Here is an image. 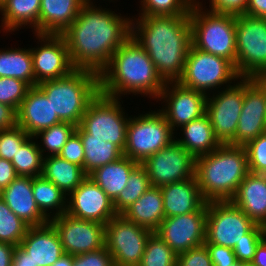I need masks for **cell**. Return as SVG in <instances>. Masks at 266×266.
<instances>
[{
    "label": "cell",
    "instance_id": "55",
    "mask_svg": "<svg viewBox=\"0 0 266 266\" xmlns=\"http://www.w3.org/2000/svg\"><path fill=\"white\" fill-rule=\"evenodd\" d=\"M249 266H266V237L257 246Z\"/></svg>",
    "mask_w": 266,
    "mask_h": 266
},
{
    "label": "cell",
    "instance_id": "36",
    "mask_svg": "<svg viewBox=\"0 0 266 266\" xmlns=\"http://www.w3.org/2000/svg\"><path fill=\"white\" fill-rule=\"evenodd\" d=\"M152 187L146 170L138 164L130 173L126 187L113 201L117 214H121Z\"/></svg>",
    "mask_w": 266,
    "mask_h": 266
},
{
    "label": "cell",
    "instance_id": "48",
    "mask_svg": "<svg viewBox=\"0 0 266 266\" xmlns=\"http://www.w3.org/2000/svg\"><path fill=\"white\" fill-rule=\"evenodd\" d=\"M197 1L209 11L234 15L244 14L248 3V0H208V7V5L206 6L207 0H204L205 4L203 0Z\"/></svg>",
    "mask_w": 266,
    "mask_h": 266
},
{
    "label": "cell",
    "instance_id": "58",
    "mask_svg": "<svg viewBox=\"0 0 266 266\" xmlns=\"http://www.w3.org/2000/svg\"><path fill=\"white\" fill-rule=\"evenodd\" d=\"M98 1V0H97ZM101 1V0H99ZM105 2L103 3H106L108 1L109 5H110V2L114 3L118 0H103ZM81 2L84 4V5H90V4H96V0H81Z\"/></svg>",
    "mask_w": 266,
    "mask_h": 266
},
{
    "label": "cell",
    "instance_id": "61",
    "mask_svg": "<svg viewBox=\"0 0 266 266\" xmlns=\"http://www.w3.org/2000/svg\"><path fill=\"white\" fill-rule=\"evenodd\" d=\"M6 0H0V7Z\"/></svg>",
    "mask_w": 266,
    "mask_h": 266
},
{
    "label": "cell",
    "instance_id": "21",
    "mask_svg": "<svg viewBox=\"0 0 266 266\" xmlns=\"http://www.w3.org/2000/svg\"><path fill=\"white\" fill-rule=\"evenodd\" d=\"M60 122L46 95L37 86L30 87L17 111V125L33 137Z\"/></svg>",
    "mask_w": 266,
    "mask_h": 266
},
{
    "label": "cell",
    "instance_id": "38",
    "mask_svg": "<svg viewBox=\"0 0 266 266\" xmlns=\"http://www.w3.org/2000/svg\"><path fill=\"white\" fill-rule=\"evenodd\" d=\"M196 0H140L138 16H189Z\"/></svg>",
    "mask_w": 266,
    "mask_h": 266
},
{
    "label": "cell",
    "instance_id": "9",
    "mask_svg": "<svg viewBox=\"0 0 266 266\" xmlns=\"http://www.w3.org/2000/svg\"><path fill=\"white\" fill-rule=\"evenodd\" d=\"M123 103L125 102L120 98L99 92L85 110L79 126L90 134V138L111 142L123 152L130 119V114H127Z\"/></svg>",
    "mask_w": 266,
    "mask_h": 266
},
{
    "label": "cell",
    "instance_id": "11",
    "mask_svg": "<svg viewBox=\"0 0 266 266\" xmlns=\"http://www.w3.org/2000/svg\"><path fill=\"white\" fill-rule=\"evenodd\" d=\"M256 224L231 201L207 202L204 244L234 248Z\"/></svg>",
    "mask_w": 266,
    "mask_h": 266
},
{
    "label": "cell",
    "instance_id": "18",
    "mask_svg": "<svg viewBox=\"0 0 266 266\" xmlns=\"http://www.w3.org/2000/svg\"><path fill=\"white\" fill-rule=\"evenodd\" d=\"M49 222L56 229L66 254L78 255L105 247V224L77 219L67 213Z\"/></svg>",
    "mask_w": 266,
    "mask_h": 266
},
{
    "label": "cell",
    "instance_id": "24",
    "mask_svg": "<svg viewBox=\"0 0 266 266\" xmlns=\"http://www.w3.org/2000/svg\"><path fill=\"white\" fill-rule=\"evenodd\" d=\"M230 201L256 225L266 228V175L249 173Z\"/></svg>",
    "mask_w": 266,
    "mask_h": 266
},
{
    "label": "cell",
    "instance_id": "43",
    "mask_svg": "<svg viewBox=\"0 0 266 266\" xmlns=\"http://www.w3.org/2000/svg\"><path fill=\"white\" fill-rule=\"evenodd\" d=\"M30 136L18 125L0 130V158L12 161L13 157Z\"/></svg>",
    "mask_w": 266,
    "mask_h": 266
},
{
    "label": "cell",
    "instance_id": "23",
    "mask_svg": "<svg viewBox=\"0 0 266 266\" xmlns=\"http://www.w3.org/2000/svg\"><path fill=\"white\" fill-rule=\"evenodd\" d=\"M2 199L11 211L30 227L42 226L49 222L34 199L32 177L17 176L3 188Z\"/></svg>",
    "mask_w": 266,
    "mask_h": 266
},
{
    "label": "cell",
    "instance_id": "41",
    "mask_svg": "<svg viewBox=\"0 0 266 266\" xmlns=\"http://www.w3.org/2000/svg\"><path fill=\"white\" fill-rule=\"evenodd\" d=\"M30 86L17 78L0 77V103L18 111Z\"/></svg>",
    "mask_w": 266,
    "mask_h": 266
},
{
    "label": "cell",
    "instance_id": "31",
    "mask_svg": "<svg viewBox=\"0 0 266 266\" xmlns=\"http://www.w3.org/2000/svg\"><path fill=\"white\" fill-rule=\"evenodd\" d=\"M41 176L56 185L66 196L74 191L87 177L82 167L59 155L43 158Z\"/></svg>",
    "mask_w": 266,
    "mask_h": 266
},
{
    "label": "cell",
    "instance_id": "20",
    "mask_svg": "<svg viewBox=\"0 0 266 266\" xmlns=\"http://www.w3.org/2000/svg\"><path fill=\"white\" fill-rule=\"evenodd\" d=\"M265 132V91L253 78H244V99L236 130V145L245 146Z\"/></svg>",
    "mask_w": 266,
    "mask_h": 266
},
{
    "label": "cell",
    "instance_id": "51",
    "mask_svg": "<svg viewBox=\"0 0 266 266\" xmlns=\"http://www.w3.org/2000/svg\"><path fill=\"white\" fill-rule=\"evenodd\" d=\"M17 174L11 161L0 158V187H7Z\"/></svg>",
    "mask_w": 266,
    "mask_h": 266
},
{
    "label": "cell",
    "instance_id": "49",
    "mask_svg": "<svg viewBox=\"0 0 266 266\" xmlns=\"http://www.w3.org/2000/svg\"><path fill=\"white\" fill-rule=\"evenodd\" d=\"M207 247L213 266H227L236 261L232 248L216 244H204Z\"/></svg>",
    "mask_w": 266,
    "mask_h": 266
},
{
    "label": "cell",
    "instance_id": "29",
    "mask_svg": "<svg viewBox=\"0 0 266 266\" xmlns=\"http://www.w3.org/2000/svg\"><path fill=\"white\" fill-rule=\"evenodd\" d=\"M121 214L135 224L155 232L165 218L160 187H150Z\"/></svg>",
    "mask_w": 266,
    "mask_h": 266
},
{
    "label": "cell",
    "instance_id": "37",
    "mask_svg": "<svg viewBox=\"0 0 266 266\" xmlns=\"http://www.w3.org/2000/svg\"><path fill=\"white\" fill-rule=\"evenodd\" d=\"M76 130V126L69 122H60L50 128L41 130L33 137L37 140L38 147L43 157L58 155L69 137ZM38 139H40L38 141Z\"/></svg>",
    "mask_w": 266,
    "mask_h": 266
},
{
    "label": "cell",
    "instance_id": "25",
    "mask_svg": "<svg viewBox=\"0 0 266 266\" xmlns=\"http://www.w3.org/2000/svg\"><path fill=\"white\" fill-rule=\"evenodd\" d=\"M160 190L165 218L196 212L206 202L201 196L195 176L185 181L161 186Z\"/></svg>",
    "mask_w": 266,
    "mask_h": 266
},
{
    "label": "cell",
    "instance_id": "19",
    "mask_svg": "<svg viewBox=\"0 0 266 266\" xmlns=\"http://www.w3.org/2000/svg\"><path fill=\"white\" fill-rule=\"evenodd\" d=\"M66 213L77 219L101 224H106L117 215L113 201L88 176L67 196Z\"/></svg>",
    "mask_w": 266,
    "mask_h": 266
},
{
    "label": "cell",
    "instance_id": "14",
    "mask_svg": "<svg viewBox=\"0 0 266 266\" xmlns=\"http://www.w3.org/2000/svg\"><path fill=\"white\" fill-rule=\"evenodd\" d=\"M35 47L30 46L34 86L44 81L68 76L75 68L69 57L68 46L62 35L35 34ZM37 40V41H36Z\"/></svg>",
    "mask_w": 266,
    "mask_h": 266
},
{
    "label": "cell",
    "instance_id": "47",
    "mask_svg": "<svg viewBox=\"0 0 266 266\" xmlns=\"http://www.w3.org/2000/svg\"><path fill=\"white\" fill-rule=\"evenodd\" d=\"M177 266H213L207 247L192 248L177 255Z\"/></svg>",
    "mask_w": 266,
    "mask_h": 266
},
{
    "label": "cell",
    "instance_id": "53",
    "mask_svg": "<svg viewBox=\"0 0 266 266\" xmlns=\"http://www.w3.org/2000/svg\"><path fill=\"white\" fill-rule=\"evenodd\" d=\"M15 245L7 242H0V266H10L13 262Z\"/></svg>",
    "mask_w": 266,
    "mask_h": 266
},
{
    "label": "cell",
    "instance_id": "42",
    "mask_svg": "<svg viewBox=\"0 0 266 266\" xmlns=\"http://www.w3.org/2000/svg\"><path fill=\"white\" fill-rule=\"evenodd\" d=\"M266 237V228L256 225L249 233L245 234V239L237 242L233 248L236 259L249 264L256 252L259 243Z\"/></svg>",
    "mask_w": 266,
    "mask_h": 266
},
{
    "label": "cell",
    "instance_id": "7",
    "mask_svg": "<svg viewBox=\"0 0 266 266\" xmlns=\"http://www.w3.org/2000/svg\"><path fill=\"white\" fill-rule=\"evenodd\" d=\"M156 109L137 112L128 121L123 155L139 164L175 140V132Z\"/></svg>",
    "mask_w": 266,
    "mask_h": 266
},
{
    "label": "cell",
    "instance_id": "26",
    "mask_svg": "<svg viewBox=\"0 0 266 266\" xmlns=\"http://www.w3.org/2000/svg\"><path fill=\"white\" fill-rule=\"evenodd\" d=\"M40 7L41 0H6L0 7L3 36L26 28L32 29V34H39Z\"/></svg>",
    "mask_w": 266,
    "mask_h": 266
},
{
    "label": "cell",
    "instance_id": "34",
    "mask_svg": "<svg viewBox=\"0 0 266 266\" xmlns=\"http://www.w3.org/2000/svg\"><path fill=\"white\" fill-rule=\"evenodd\" d=\"M32 190L37 206L49 220L66 213L67 196L51 181L32 177Z\"/></svg>",
    "mask_w": 266,
    "mask_h": 266
},
{
    "label": "cell",
    "instance_id": "6",
    "mask_svg": "<svg viewBox=\"0 0 266 266\" xmlns=\"http://www.w3.org/2000/svg\"><path fill=\"white\" fill-rule=\"evenodd\" d=\"M189 20L192 45L229 60L236 69V15L209 11L196 0Z\"/></svg>",
    "mask_w": 266,
    "mask_h": 266
},
{
    "label": "cell",
    "instance_id": "27",
    "mask_svg": "<svg viewBox=\"0 0 266 266\" xmlns=\"http://www.w3.org/2000/svg\"><path fill=\"white\" fill-rule=\"evenodd\" d=\"M178 131L175 132V140L194 158L206 155L221 145L207 113L183 125Z\"/></svg>",
    "mask_w": 266,
    "mask_h": 266
},
{
    "label": "cell",
    "instance_id": "56",
    "mask_svg": "<svg viewBox=\"0 0 266 266\" xmlns=\"http://www.w3.org/2000/svg\"><path fill=\"white\" fill-rule=\"evenodd\" d=\"M74 255L64 253L54 264L51 266H72Z\"/></svg>",
    "mask_w": 266,
    "mask_h": 266
},
{
    "label": "cell",
    "instance_id": "33",
    "mask_svg": "<svg viewBox=\"0 0 266 266\" xmlns=\"http://www.w3.org/2000/svg\"><path fill=\"white\" fill-rule=\"evenodd\" d=\"M83 143L84 148V173L88 176L95 169L116 161L123 156V152L111 142L100 141L98 138H90L80 126L75 130Z\"/></svg>",
    "mask_w": 266,
    "mask_h": 266
},
{
    "label": "cell",
    "instance_id": "54",
    "mask_svg": "<svg viewBox=\"0 0 266 266\" xmlns=\"http://www.w3.org/2000/svg\"><path fill=\"white\" fill-rule=\"evenodd\" d=\"M10 266H32L29 253L26 252L20 245L15 247L13 262Z\"/></svg>",
    "mask_w": 266,
    "mask_h": 266
},
{
    "label": "cell",
    "instance_id": "8",
    "mask_svg": "<svg viewBox=\"0 0 266 266\" xmlns=\"http://www.w3.org/2000/svg\"><path fill=\"white\" fill-rule=\"evenodd\" d=\"M238 79L240 77L235 66L229 60L201 51L191 44L178 82L184 87L210 95L232 86Z\"/></svg>",
    "mask_w": 266,
    "mask_h": 266
},
{
    "label": "cell",
    "instance_id": "45",
    "mask_svg": "<svg viewBox=\"0 0 266 266\" xmlns=\"http://www.w3.org/2000/svg\"><path fill=\"white\" fill-rule=\"evenodd\" d=\"M72 266H115L112 255L106 247L74 255Z\"/></svg>",
    "mask_w": 266,
    "mask_h": 266
},
{
    "label": "cell",
    "instance_id": "39",
    "mask_svg": "<svg viewBox=\"0 0 266 266\" xmlns=\"http://www.w3.org/2000/svg\"><path fill=\"white\" fill-rule=\"evenodd\" d=\"M138 266H177V254L153 232Z\"/></svg>",
    "mask_w": 266,
    "mask_h": 266
},
{
    "label": "cell",
    "instance_id": "28",
    "mask_svg": "<svg viewBox=\"0 0 266 266\" xmlns=\"http://www.w3.org/2000/svg\"><path fill=\"white\" fill-rule=\"evenodd\" d=\"M83 5L81 0H41L39 34H63Z\"/></svg>",
    "mask_w": 266,
    "mask_h": 266
},
{
    "label": "cell",
    "instance_id": "12",
    "mask_svg": "<svg viewBox=\"0 0 266 266\" xmlns=\"http://www.w3.org/2000/svg\"><path fill=\"white\" fill-rule=\"evenodd\" d=\"M153 233L137 225L122 214L115 215L105 224V247L112 255L115 266H138L148 238Z\"/></svg>",
    "mask_w": 266,
    "mask_h": 266
},
{
    "label": "cell",
    "instance_id": "46",
    "mask_svg": "<svg viewBox=\"0 0 266 266\" xmlns=\"http://www.w3.org/2000/svg\"><path fill=\"white\" fill-rule=\"evenodd\" d=\"M61 158L77 164L84 170V148L80 135L74 131L58 154Z\"/></svg>",
    "mask_w": 266,
    "mask_h": 266
},
{
    "label": "cell",
    "instance_id": "10",
    "mask_svg": "<svg viewBox=\"0 0 266 266\" xmlns=\"http://www.w3.org/2000/svg\"><path fill=\"white\" fill-rule=\"evenodd\" d=\"M236 72L240 78L266 74V20L236 15Z\"/></svg>",
    "mask_w": 266,
    "mask_h": 266
},
{
    "label": "cell",
    "instance_id": "50",
    "mask_svg": "<svg viewBox=\"0 0 266 266\" xmlns=\"http://www.w3.org/2000/svg\"><path fill=\"white\" fill-rule=\"evenodd\" d=\"M17 126V111L0 103V130H7Z\"/></svg>",
    "mask_w": 266,
    "mask_h": 266
},
{
    "label": "cell",
    "instance_id": "2",
    "mask_svg": "<svg viewBox=\"0 0 266 266\" xmlns=\"http://www.w3.org/2000/svg\"><path fill=\"white\" fill-rule=\"evenodd\" d=\"M131 36L147 52L158 75L177 82L192 44L189 16H131Z\"/></svg>",
    "mask_w": 266,
    "mask_h": 266
},
{
    "label": "cell",
    "instance_id": "15",
    "mask_svg": "<svg viewBox=\"0 0 266 266\" xmlns=\"http://www.w3.org/2000/svg\"><path fill=\"white\" fill-rule=\"evenodd\" d=\"M141 165L152 186L185 181L195 176V158L176 140L145 159Z\"/></svg>",
    "mask_w": 266,
    "mask_h": 266
},
{
    "label": "cell",
    "instance_id": "32",
    "mask_svg": "<svg viewBox=\"0 0 266 266\" xmlns=\"http://www.w3.org/2000/svg\"><path fill=\"white\" fill-rule=\"evenodd\" d=\"M0 77L17 78L34 87V72L30 46L0 48Z\"/></svg>",
    "mask_w": 266,
    "mask_h": 266
},
{
    "label": "cell",
    "instance_id": "22",
    "mask_svg": "<svg viewBox=\"0 0 266 266\" xmlns=\"http://www.w3.org/2000/svg\"><path fill=\"white\" fill-rule=\"evenodd\" d=\"M20 246L29 253L32 266H51L64 254L59 235L50 222L29 227Z\"/></svg>",
    "mask_w": 266,
    "mask_h": 266
},
{
    "label": "cell",
    "instance_id": "5",
    "mask_svg": "<svg viewBox=\"0 0 266 266\" xmlns=\"http://www.w3.org/2000/svg\"><path fill=\"white\" fill-rule=\"evenodd\" d=\"M51 102L62 122L79 126L91 101L99 94V74L87 69H75L68 76L36 85Z\"/></svg>",
    "mask_w": 266,
    "mask_h": 266
},
{
    "label": "cell",
    "instance_id": "57",
    "mask_svg": "<svg viewBox=\"0 0 266 266\" xmlns=\"http://www.w3.org/2000/svg\"><path fill=\"white\" fill-rule=\"evenodd\" d=\"M265 91L266 95V74L253 78Z\"/></svg>",
    "mask_w": 266,
    "mask_h": 266
},
{
    "label": "cell",
    "instance_id": "52",
    "mask_svg": "<svg viewBox=\"0 0 266 266\" xmlns=\"http://www.w3.org/2000/svg\"><path fill=\"white\" fill-rule=\"evenodd\" d=\"M244 14L266 20V0H248Z\"/></svg>",
    "mask_w": 266,
    "mask_h": 266
},
{
    "label": "cell",
    "instance_id": "60",
    "mask_svg": "<svg viewBox=\"0 0 266 266\" xmlns=\"http://www.w3.org/2000/svg\"><path fill=\"white\" fill-rule=\"evenodd\" d=\"M3 189L0 187V199L2 198Z\"/></svg>",
    "mask_w": 266,
    "mask_h": 266
},
{
    "label": "cell",
    "instance_id": "17",
    "mask_svg": "<svg viewBox=\"0 0 266 266\" xmlns=\"http://www.w3.org/2000/svg\"><path fill=\"white\" fill-rule=\"evenodd\" d=\"M207 202L196 212L164 218L155 233L178 255L205 243Z\"/></svg>",
    "mask_w": 266,
    "mask_h": 266
},
{
    "label": "cell",
    "instance_id": "1",
    "mask_svg": "<svg viewBox=\"0 0 266 266\" xmlns=\"http://www.w3.org/2000/svg\"><path fill=\"white\" fill-rule=\"evenodd\" d=\"M131 19L127 15L98 4L83 5L77 18L61 34L67 43L75 69L100 73L111 56L130 36Z\"/></svg>",
    "mask_w": 266,
    "mask_h": 266
},
{
    "label": "cell",
    "instance_id": "35",
    "mask_svg": "<svg viewBox=\"0 0 266 266\" xmlns=\"http://www.w3.org/2000/svg\"><path fill=\"white\" fill-rule=\"evenodd\" d=\"M43 158L37 140L30 136L19 148L11 162L17 176L38 177L42 173Z\"/></svg>",
    "mask_w": 266,
    "mask_h": 266
},
{
    "label": "cell",
    "instance_id": "3",
    "mask_svg": "<svg viewBox=\"0 0 266 266\" xmlns=\"http://www.w3.org/2000/svg\"><path fill=\"white\" fill-rule=\"evenodd\" d=\"M99 84L100 92L110 97L123 99L132 94L156 101L165 82L147 52L130 36L99 73Z\"/></svg>",
    "mask_w": 266,
    "mask_h": 266
},
{
    "label": "cell",
    "instance_id": "40",
    "mask_svg": "<svg viewBox=\"0 0 266 266\" xmlns=\"http://www.w3.org/2000/svg\"><path fill=\"white\" fill-rule=\"evenodd\" d=\"M30 226L15 215L7 206L5 201L0 199V242L20 245L22 239Z\"/></svg>",
    "mask_w": 266,
    "mask_h": 266
},
{
    "label": "cell",
    "instance_id": "59",
    "mask_svg": "<svg viewBox=\"0 0 266 266\" xmlns=\"http://www.w3.org/2000/svg\"><path fill=\"white\" fill-rule=\"evenodd\" d=\"M227 266H249V264L236 260L231 265H227Z\"/></svg>",
    "mask_w": 266,
    "mask_h": 266
},
{
    "label": "cell",
    "instance_id": "16",
    "mask_svg": "<svg viewBox=\"0 0 266 266\" xmlns=\"http://www.w3.org/2000/svg\"><path fill=\"white\" fill-rule=\"evenodd\" d=\"M171 129L176 132L183 125L206 113L207 95L177 82H166L157 102ZM164 104V105H162Z\"/></svg>",
    "mask_w": 266,
    "mask_h": 266
},
{
    "label": "cell",
    "instance_id": "30",
    "mask_svg": "<svg viewBox=\"0 0 266 266\" xmlns=\"http://www.w3.org/2000/svg\"><path fill=\"white\" fill-rule=\"evenodd\" d=\"M138 164V162L123 155L116 161L95 169L88 177L114 201L125 189L130 173Z\"/></svg>",
    "mask_w": 266,
    "mask_h": 266
},
{
    "label": "cell",
    "instance_id": "44",
    "mask_svg": "<svg viewBox=\"0 0 266 266\" xmlns=\"http://www.w3.org/2000/svg\"><path fill=\"white\" fill-rule=\"evenodd\" d=\"M248 158L249 172L266 175V132L245 146Z\"/></svg>",
    "mask_w": 266,
    "mask_h": 266
},
{
    "label": "cell",
    "instance_id": "4",
    "mask_svg": "<svg viewBox=\"0 0 266 266\" xmlns=\"http://www.w3.org/2000/svg\"><path fill=\"white\" fill-rule=\"evenodd\" d=\"M249 173L244 146L221 144L212 152L195 158V177L206 202L230 201Z\"/></svg>",
    "mask_w": 266,
    "mask_h": 266
},
{
    "label": "cell",
    "instance_id": "13",
    "mask_svg": "<svg viewBox=\"0 0 266 266\" xmlns=\"http://www.w3.org/2000/svg\"><path fill=\"white\" fill-rule=\"evenodd\" d=\"M244 99V78L207 95L206 113L221 144L236 145V130Z\"/></svg>",
    "mask_w": 266,
    "mask_h": 266
}]
</instances>
